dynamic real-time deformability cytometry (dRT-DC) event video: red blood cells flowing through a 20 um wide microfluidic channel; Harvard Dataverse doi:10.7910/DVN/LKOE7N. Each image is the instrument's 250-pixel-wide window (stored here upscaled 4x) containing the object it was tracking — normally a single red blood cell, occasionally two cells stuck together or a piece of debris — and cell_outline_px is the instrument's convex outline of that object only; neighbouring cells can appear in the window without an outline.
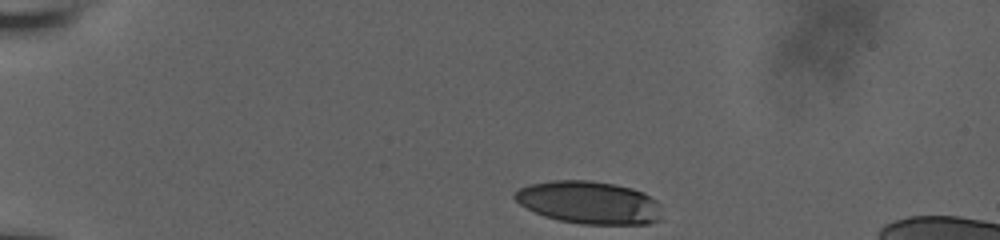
{"species": "human", "species_latin": "Homo sapiens", "temperature_condition": "room temperature", "stored_images_in_passage": 37, "camera_frame_rate_fps": 3000, "um_per_image_px": 0.085, "donor": {"sex": "male"}, "frame": {"image": 1, "passage_image": 1, "time_ms": 0.0, "image_size_px": [1000, 240], "cell_outline_px": [[664, 220], [648, 224], [580, 224], [560, 220], [544, 216], [520, 204], [512, 196], [512, 192], [528, 184], [552, 180], [588, 180], [612, 184], [632, 188], [644, 192], [656, 200], [660, 204]], "centroid_in_image_um": [50.11, 17.22], "position_along_channel_um": 34.9, "area_um2": 36.99}}
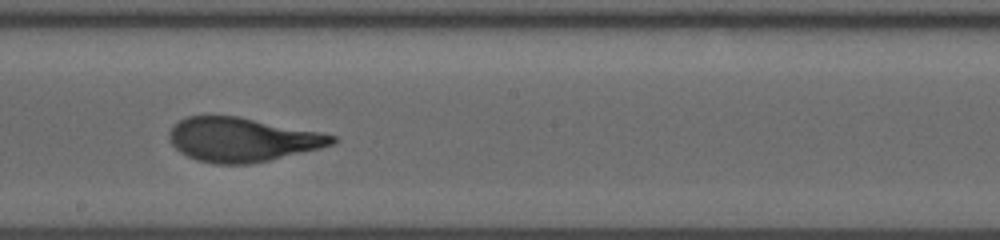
{"frame": {"image": 2, "passage_image": 22, "time_ms": 7.0, "image_size_px": [1000, 240], "cell_outline_px": [[336, 140], [332, 144], [320, 148], [252, 164], [212, 164], [196, 160], [180, 152], [168, 140], [168, 132], [172, 124], [188, 116], [236, 116], [320, 132], [336, 136]], "centroid_in_image_um": [20.52, 11.87], "position_along_channel_um": 227.7, "area_um2": 41.67}}
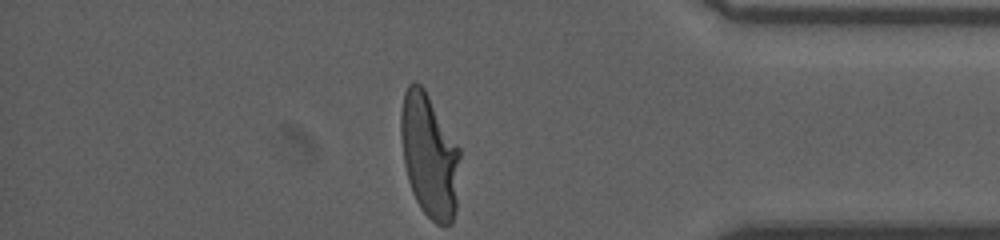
{"frame": {"image": 3, "passage_image": 37, "time_ms": 12.0, "image_size_px": [1000, 240], "cell_outline_px": [[460, 156], [456, 208], [452, 224], [436, 224], [420, 208], [412, 192], [408, 180], [404, 164], [400, 136], [400, 112], [404, 92], [408, 84], [416, 80], [424, 88], [460, 148]], "centroid_in_image_um": [36.48, 13.21], "position_along_channel_um": 398.7, "area_um2": 42.83}, "authors_computed_cell_mechanics": {"area_um2": 41.7894, "velocity_mm_per_s": 3.8513, "shape_relaxation_time_tau1_ms": 4.91, "shape_relaxation_time_tau2_ms": 0.7383, "deformation_change_tau1": 0.2538, "deformation_change_tau2": 0.0867}}